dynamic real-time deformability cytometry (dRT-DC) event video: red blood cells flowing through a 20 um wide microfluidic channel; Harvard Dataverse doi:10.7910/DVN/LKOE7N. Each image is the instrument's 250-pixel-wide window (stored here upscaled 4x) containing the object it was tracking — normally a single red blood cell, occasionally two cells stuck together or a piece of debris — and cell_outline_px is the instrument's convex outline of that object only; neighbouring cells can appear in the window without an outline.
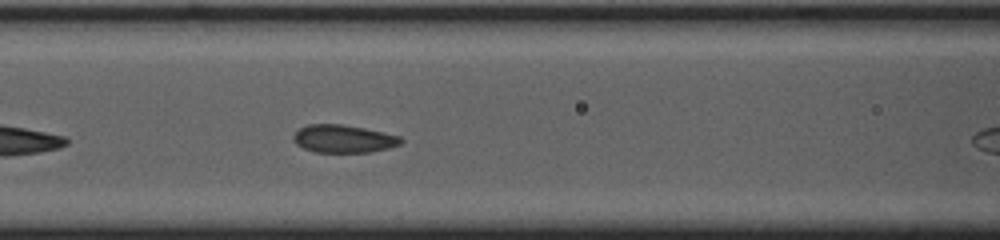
{"species": "common noctule bat (a hibernating species)", "species_latin": "Nyctalus noctula", "temperature_condition": "cold", "stored_images_in_passage": 11, "camera_frame_rate_fps": 3000, "um_per_image_px": 0.085, "animal": {"sex": "female", "body_mass_g": 23.0, "forearm_length_mm": 53.4}, "frame": {"image": 1, "passage_image": 10, "time_ms": 3.0, "image_size_px": [1000, 240], "cell_outline_px": [[404, 140], [400, 144], [388, 148], [368, 152], [316, 152], [304, 148], [296, 144], [292, 140], [292, 136], [300, 128], [308, 124], [340, 124], [364, 128], [400, 136]], "centroid_in_image_um": [29.18, 11.79], "position_along_channel_um": 137.4, "area_um2": 17.34}}